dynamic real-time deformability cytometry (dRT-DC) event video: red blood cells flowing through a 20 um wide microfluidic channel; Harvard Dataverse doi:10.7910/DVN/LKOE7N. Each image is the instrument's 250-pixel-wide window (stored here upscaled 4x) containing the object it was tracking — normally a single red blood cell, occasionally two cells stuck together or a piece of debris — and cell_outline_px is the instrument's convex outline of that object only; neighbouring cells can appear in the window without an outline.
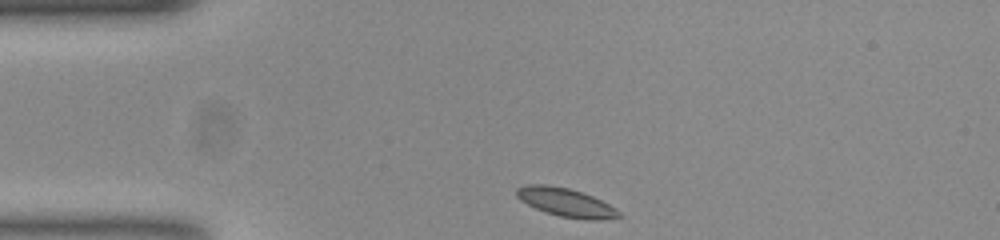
{"species": "common noctule bat (a hibernating species)", "species_latin": "Nyctalus noctula", "temperature_condition": "room temperature", "stored_images_in_passage": 34, "camera_frame_rate_fps": 3000, "um_per_image_px": 0.085, "animal": {"sex": "female", "body_mass_g": 23.0, "forearm_length_mm": 53.4}, "frame": {"image": 1, "passage_image": 1, "time_ms": 0.0, "image_size_px": [1000, 240], "cell_outline_px": [[624, 216], [600, 220], [588, 220], [560, 216], [536, 208], [520, 200], [516, 196], [516, 188], [528, 184], [544, 184], [568, 188], [592, 196], [616, 208]], "centroid_in_image_um": [48.11, 17.2], "position_along_channel_um": 36.9, "area_um2": 16.82}}
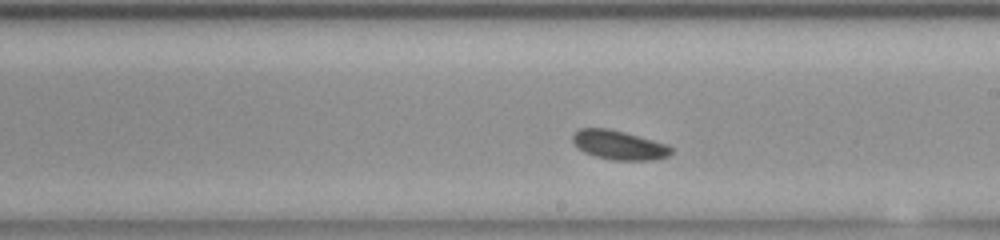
{"frame": {"image": 2, "passage_image": 20, "time_ms": 6.333, "image_size_px": [1000, 240], "cell_outline_px": [[672, 152], [668, 156], [652, 160], [612, 160], [596, 156], [584, 152], [576, 148], [572, 140], [572, 136], [580, 128], [608, 128], [624, 132], [668, 144], [672, 148]], "centroid_in_image_um": [52.6, 12.33], "position_along_channel_um": 236.4, "area_um2": 16.76}}
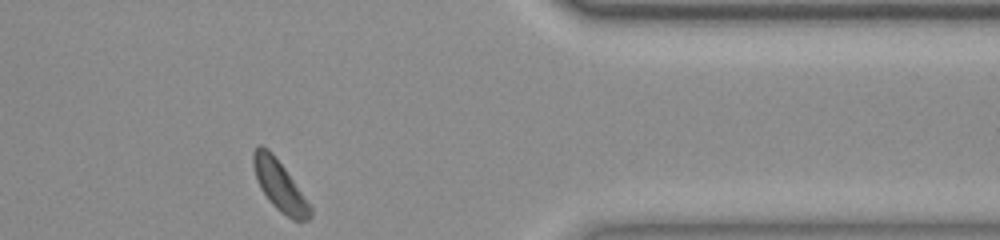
{"frame": {"image": 3, "passage_image": 34, "time_ms": 11.0, "image_size_px": [1000, 240], "cell_outline_px": [[312, 216], [308, 220], [292, 220], [280, 212], [268, 200], [260, 188], [256, 180], [252, 164], [252, 152], [256, 144], [260, 144], [268, 148], [272, 152], [284, 168], [312, 208]], "centroid_in_image_um": [23.72, 15.75], "position_along_channel_um": 387.7, "area_um2": 16.7}, "authors_computed_cell_mechanics": {"area_um2": 16.5886, "velocity_mm_per_s": 3.692, "shape_relaxation_time_tau1_ms": 1.0455, "shape_relaxation_time_tau2_ms": null, "deformation_change_tau1": 0.0535, "deformation_change_tau2": null}}